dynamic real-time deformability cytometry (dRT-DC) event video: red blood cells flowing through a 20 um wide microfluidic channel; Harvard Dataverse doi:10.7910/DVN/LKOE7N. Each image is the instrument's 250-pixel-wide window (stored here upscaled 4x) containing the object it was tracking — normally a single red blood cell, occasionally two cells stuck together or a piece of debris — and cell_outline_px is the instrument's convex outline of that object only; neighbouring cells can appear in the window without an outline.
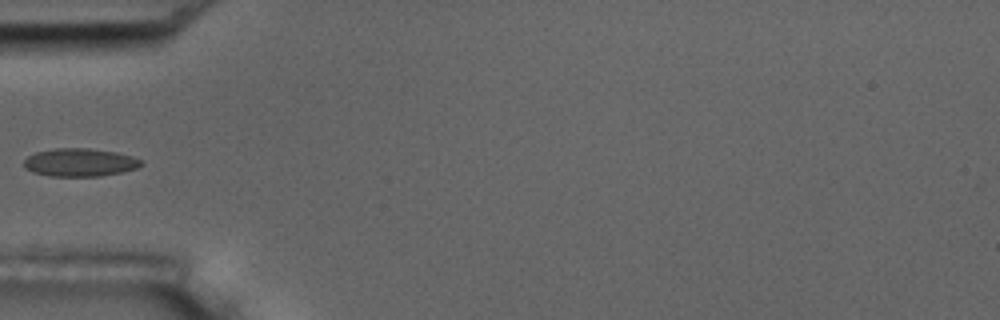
{"species": "common noctule bat (a hibernating species)", "species_latin": "Nyctalus noctula", "temperature_condition": "room temperature", "stored_images_in_passage": 5, "camera_frame_rate_fps": 3000, "um_per_image_px": 0.085, "animal": {"sex": "male", "body_mass_g": 17.5, "forearm_length_mm": 52.3}, "frame": {"image": 1, "passage_image": 5, "time_ms": 4.667, "image_size_px": [1000, 320], "cell_outline_px": [[144, 164], [136, 168], [124, 172], [100, 176], [48, 176], [32, 172], [24, 168], [24, 160], [28, 156], [36, 152], [56, 148], [88, 148], [116, 152], [132, 156], [144, 160]], "centroid_in_image_um": [6.81, 13.81], "position_along_channel_um": 78.2, "area_um2": 19.36}}